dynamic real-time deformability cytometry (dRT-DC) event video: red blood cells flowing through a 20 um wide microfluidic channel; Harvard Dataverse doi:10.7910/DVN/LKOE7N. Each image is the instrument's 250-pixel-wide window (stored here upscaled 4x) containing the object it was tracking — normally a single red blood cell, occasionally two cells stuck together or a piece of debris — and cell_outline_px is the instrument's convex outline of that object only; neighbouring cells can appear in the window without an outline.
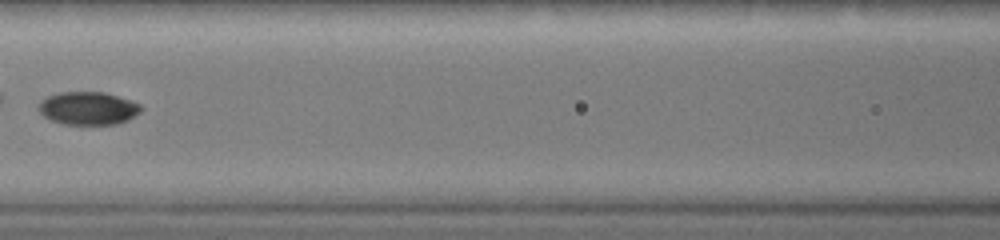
{"species": "common noctule bat (a hibernating species)", "species_latin": "Nyctalus noctula", "temperature_condition": "warm", "stored_images_in_passage": 60, "camera_frame_rate_fps": 3000, "um_per_image_px": 0.085, "animal": {"sex": "female", "body_mass_g": 19.0, "forearm_length_mm": 51.5}, "frame": {"image": 1, "passage_image": 17, "time_ms": 2.667, "image_size_px": [1000, 240], "cell_outline_px": [[144, 108], [140, 112], [116, 124], [64, 124], [52, 120], [44, 116], [40, 112], [40, 100], [48, 96], [60, 92], [104, 92], [140, 104]], "centroid_in_image_um": [7.47, 9.19], "position_along_channel_um": 159.1, "area_um2": 19.31}}
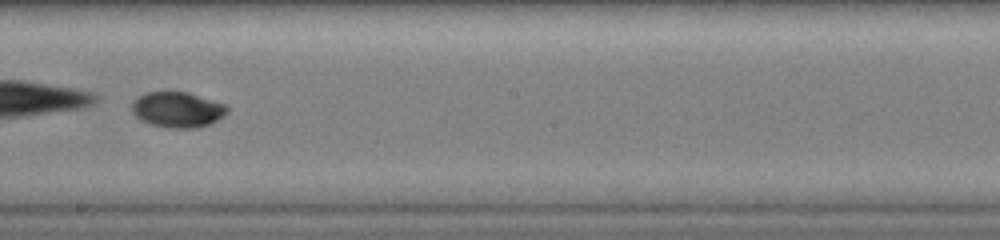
{"frame": {"image": 2, "passage_image": 25, "time_ms": 4.0, "image_size_px": [1000, 240], "cell_outline_px": [[228, 112], [224, 116], [208, 124], [196, 128], [168, 128], [152, 124], [140, 120], [132, 112], [132, 100], [148, 92], [168, 88], [188, 92], [224, 104], [228, 108]], "centroid_in_image_um": [15.05, 9.28], "position_along_channel_um": 233.1, "area_um2": 20.17}}
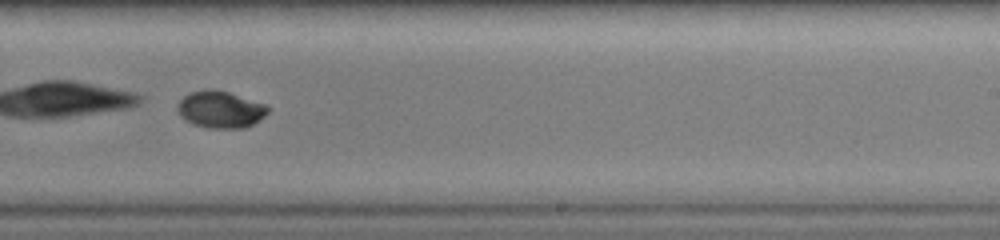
{"frame": {"image": 3, "passage_image": 29, "time_ms": 4.667, "image_size_px": [1000, 240], "cell_outline_px": [[268, 112], [264, 116], [252, 124], [244, 128], [208, 128], [192, 124], [180, 116], [176, 108], [180, 100], [184, 96], [192, 92], [208, 88], [216, 88], [264, 104], [268, 108]], "centroid_in_image_um": [18.69, 9.3], "position_along_channel_um": 270.3, "area_um2": 19.36}}